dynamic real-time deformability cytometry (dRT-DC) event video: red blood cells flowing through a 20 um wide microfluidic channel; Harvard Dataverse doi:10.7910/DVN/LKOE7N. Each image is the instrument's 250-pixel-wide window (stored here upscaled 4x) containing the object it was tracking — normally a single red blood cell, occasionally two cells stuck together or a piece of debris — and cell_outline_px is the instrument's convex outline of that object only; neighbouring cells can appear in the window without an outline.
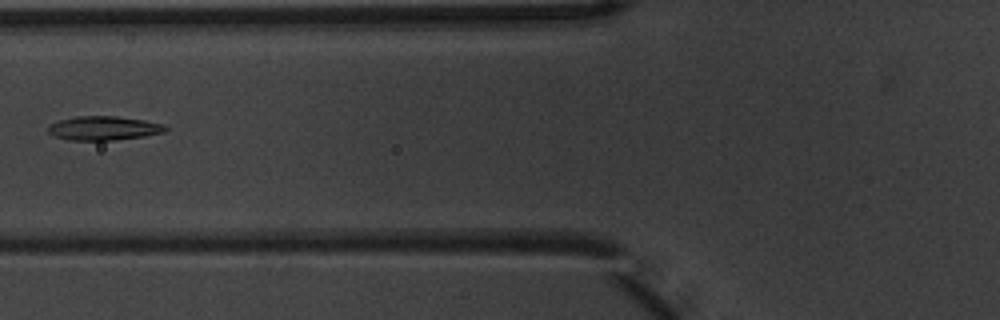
{"species": "common noctule bat (a hibernating species)", "species_latin": "Nyctalus noctula", "temperature_condition": "warm", "stored_images_in_passage": 2, "camera_frame_rate_fps": 3000, "um_per_image_px": 0.085, "animal": {"sex": "male", "body_mass_g": 20.1, "forearm_length_mm": 53.5}, "frame": {"image": 1, "passage_image": 2, "time_ms": 0.333, "image_size_px": [1000, 320], "cell_outline_px": [[168, 128], [164, 132], [144, 136], [116, 140], [68, 140], [56, 136], [48, 132], [48, 124], [60, 120], [76, 116], [116, 116], [144, 120], [164, 124]], "centroid_in_image_um": [8.81, 10.89], "position_along_channel_um": 117.0, "area_um2": 16.42}}